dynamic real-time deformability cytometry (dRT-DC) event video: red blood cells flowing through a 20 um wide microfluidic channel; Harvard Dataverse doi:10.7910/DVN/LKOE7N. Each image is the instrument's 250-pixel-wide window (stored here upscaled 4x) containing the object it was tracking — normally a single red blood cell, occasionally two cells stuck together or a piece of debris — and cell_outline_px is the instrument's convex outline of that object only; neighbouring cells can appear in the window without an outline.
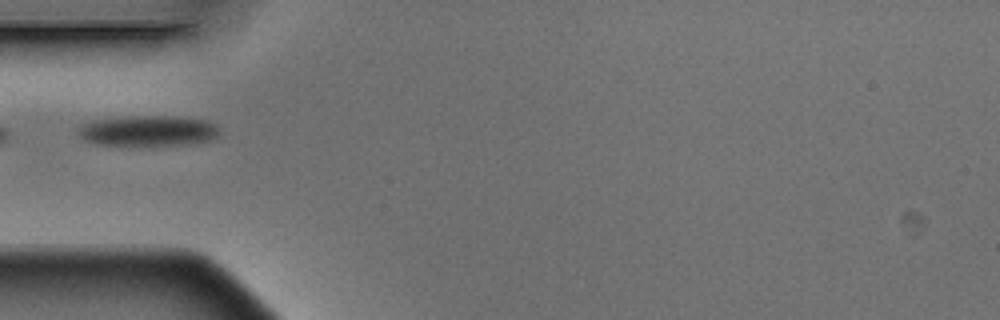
{"species": "Egyptian fruit bat (a non-hibernating species)", "species_latin": "Rousettus aegyptiacus", "temperature_condition": "warm", "stored_images_in_passage": 2, "camera_frame_rate_fps": 3000, "um_per_image_px": 0.085, "animal": {"sex": "male"}, "frame": {"image": 1, "passage_image": 2, "time_ms": 0.333, "image_size_px": [1000, 320], "cell_outline_px": [[220, 132], [212, 140], [196, 144], [96, 144], [84, 140], [80, 136], [80, 128], [84, 124], [92, 120], [128, 116], [176, 116], [208, 120], [216, 124], [220, 128]], "centroid_in_image_um": [12.68, 11.1], "position_along_channel_um": 72.3, "area_um2": 25.03}}